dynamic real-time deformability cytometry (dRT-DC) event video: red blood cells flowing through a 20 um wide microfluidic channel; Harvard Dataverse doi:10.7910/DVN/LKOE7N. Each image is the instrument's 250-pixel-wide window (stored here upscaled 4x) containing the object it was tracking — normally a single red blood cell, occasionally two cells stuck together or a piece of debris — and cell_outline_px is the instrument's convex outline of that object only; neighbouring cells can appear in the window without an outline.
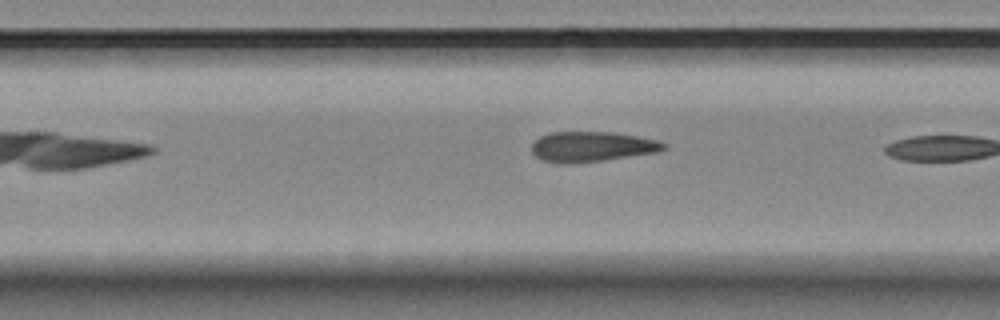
{"species": "Egyptian fruit bat (a non-hibernating species)", "species_latin": "Rousettus aegyptiacus", "temperature_condition": "room temperature", "stored_images_in_passage": 5, "camera_frame_rate_fps": 3000, "um_per_image_px": 0.085, "animal": {"sex": "female"}, "frame": {"image": 1, "passage_image": 5, "time_ms": 1.333, "image_size_px": [1000, 320], "cell_outline_px": [[668, 148], [656, 152], [604, 160], [568, 164], [556, 164], [544, 160], [536, 156], [532, 152], [532, 144], [540, 136], [552, 132], [616, 132], [656, 140], [668, 144]], "centroid_in_image_um": [50.31, 12.47], "position_along_channel_um": 157.1, "area_um2": 23.24}}